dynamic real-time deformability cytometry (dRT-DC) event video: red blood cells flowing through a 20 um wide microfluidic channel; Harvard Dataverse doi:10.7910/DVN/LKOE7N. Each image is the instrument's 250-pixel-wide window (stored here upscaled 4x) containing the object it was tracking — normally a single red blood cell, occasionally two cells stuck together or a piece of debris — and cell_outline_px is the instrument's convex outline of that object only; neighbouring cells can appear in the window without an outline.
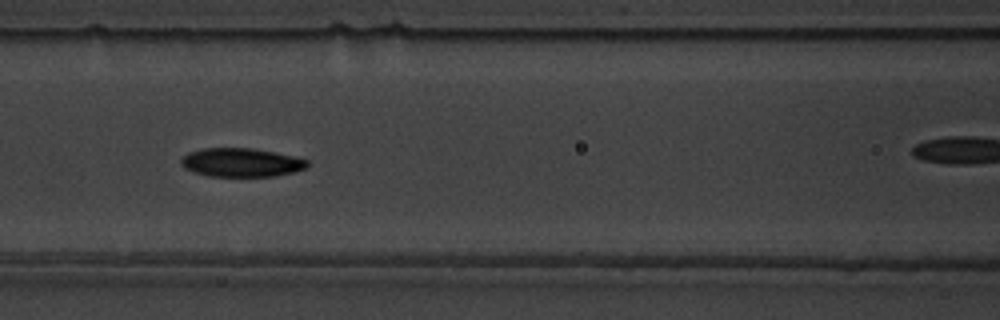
{"species": "common noctule bat (a hibernating species)", "species_latin": "Nyctalus noctula", "temperature_condition": "warm", "stored_images_in_passage": 11, "camera_frame_rate_fps": 3000, "um_per_image_px": 0.085, "animal": {"sex": "male", "body_mass_g": 19.5, "forearm_length_mm": 54.6}, "frame": {"image": 1, "passage_image": 8, "time_ms": 8.0, "image_size_px": [1000, 320], "cell_outline_px": [[308, 164], [304, 168], [296, 172], [272, 176], [208, 176], [184, 168], [180, 164], [180, 160], [188, 152], [204, 148], [252, 148], [292, 156], [308, 160]], "centroid_in_image_um": [20.48, 13.81], "position_along_channel_um": 146.1, "area_um2": 20.92}}